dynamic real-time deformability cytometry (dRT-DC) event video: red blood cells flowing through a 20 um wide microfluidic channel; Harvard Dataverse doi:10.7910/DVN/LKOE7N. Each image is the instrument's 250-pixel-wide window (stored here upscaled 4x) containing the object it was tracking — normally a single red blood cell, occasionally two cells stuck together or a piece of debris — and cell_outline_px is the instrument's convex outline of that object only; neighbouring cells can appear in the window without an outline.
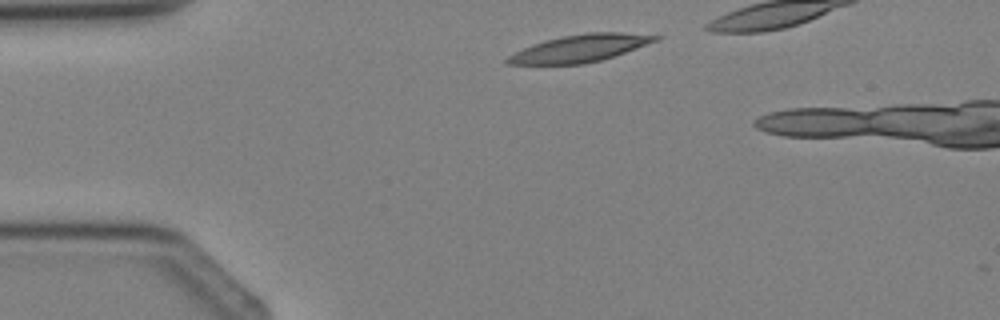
{"species": "Egyptian fruit bat (a non-hibernating species)", "species_latin": "Rousettus aegyptiacus", "temperature_condition": "cold", "stored_images_in_passage": 3, "camera_frame_rate_fps": 3000, "um_per_image_px": 0.085, "animal": {"sex": "female"}, "frame": {"image": 1, "passage_image": 1, "time_ms": 0.0, "image_size_px": [1000, 320], "cell_outline_px": [[664, 36], [660, 40], [600, 60], [584, 64], [508, 64], [504, 60], [508, 56], [532, 44], [544, 40], [564, 36], [588, 32], [620, 32]], "centroid_in_image_um": [49.32, 4.1], "position_along_channel_um": 35.7, "area_um2": 23.29}}